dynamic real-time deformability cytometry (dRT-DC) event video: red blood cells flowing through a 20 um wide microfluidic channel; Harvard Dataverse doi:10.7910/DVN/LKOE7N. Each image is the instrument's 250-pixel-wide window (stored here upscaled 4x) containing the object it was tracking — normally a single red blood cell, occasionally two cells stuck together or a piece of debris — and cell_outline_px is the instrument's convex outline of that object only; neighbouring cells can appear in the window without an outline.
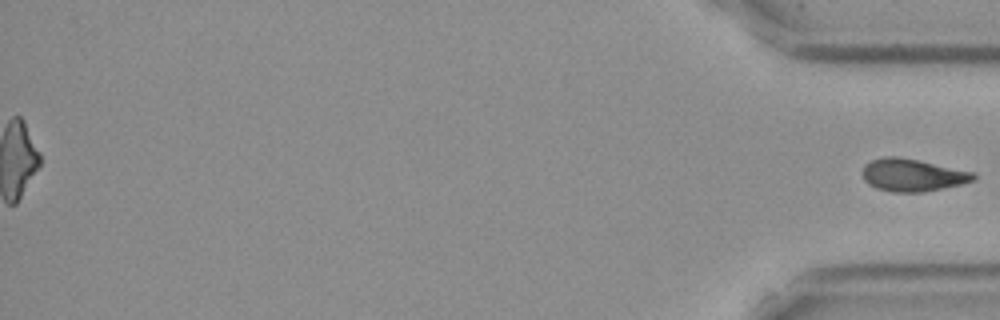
{"species": "Egyptian fruit bat (a non-hibernating species)", "species_latin": "Rousettus aegyptiacus", "temperature_condition": "cold", "stored_images_in_passage": 57, "segment_of_instrument_passage": [2, 2], "camera_frame_rate_fps": 3000, "um_per_image_px": 0.085, "frame": {"image": 1, "passage_image": 57, "time_ms": 18.667, "image_size_px": [1000, 320], "cell_outline_px": [[976, 180], [960, 184], [924, 192], [892, 192], [876, 188], [868, 184], [864, 180], [864, 164], [872, 160], [884, 156], [896, 156], [920, 160], [972, 172], [976, 176]], "centroid_in_image_um": [77.55, 14.88], "position_along_channel_um": 357.7, "area_um2": 20.92}}